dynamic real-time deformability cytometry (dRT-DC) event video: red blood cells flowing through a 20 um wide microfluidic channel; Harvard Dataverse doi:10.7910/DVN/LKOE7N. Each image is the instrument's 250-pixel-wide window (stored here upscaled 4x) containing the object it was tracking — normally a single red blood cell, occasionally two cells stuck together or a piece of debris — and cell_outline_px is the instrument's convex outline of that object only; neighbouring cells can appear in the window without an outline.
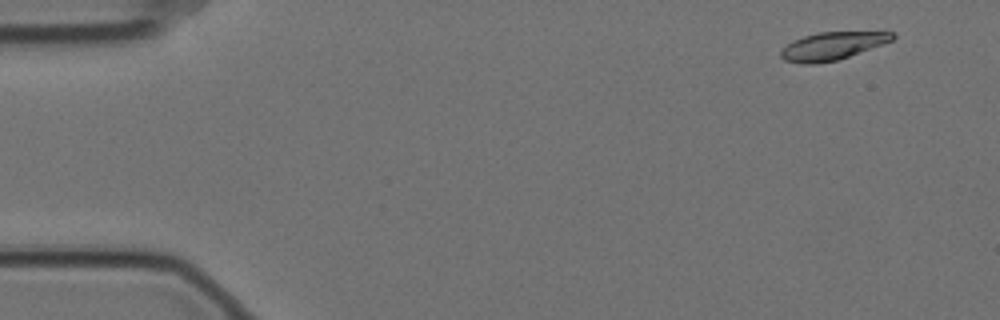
{"species": "Egyptian fruit bat (a non-hibernating species)", "species_latin": "Rousettus aegyptiacus", "temperature_condition": "cold", "stored_images_in_passage": 58, "camera_frame_rate_fps": 3000, "um_per_image_px": 0.085, "animal": {"sex": "female"}, "frame": {"image": 1, "passage_image": 4, "time_ms": 1.0, "image_size_px": [1000, 320], "cell_outline_px": [[896, 36], [892, 40], [848, 56], [836, 60], [816, 64], [800, 64], [784, 60], [780, 56], [780, 52], [792, 40], [804, 36], [820, 32], [896, 32]], "centroid_in_image_um": [70.7, 3.91], "position_along_channel_um": 14.3, "area_um2": 17.8}}
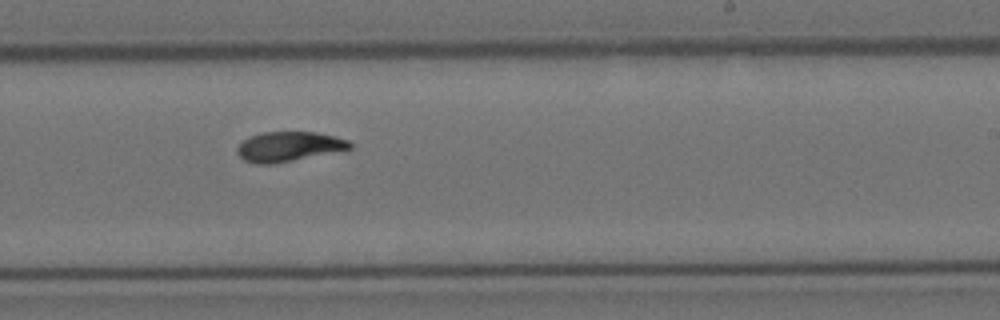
{"frame": {"image": 2, "passage_image": 35, "time_ms": 11.333, "image_size_px": [1000, 320], "cell_outline_px": [[352, 148], [272, 164], [256, 164], [244, 160], [236, 152], [236, 148], [248, 136], [264, 132], [316, 132], [336, 136], [348, 140], [352, 144]], "centroid_in_image_um": [24.52, 12.45], "position_along_channel_um": 264.5, "area_um2": 19.36}}
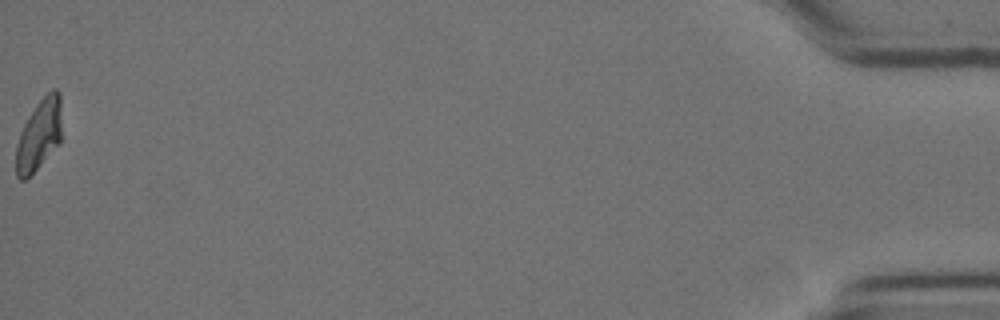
{"frame": {"image": 3, "passage_image": 58, "time_ms": 19.0, "image_size_px": [1000, 320], "cell_outline_px": [[60, 144], [28, 180], [20, 180], [16, 176], [16, 144], [20, 132], [28, 116], [36, 104], [52, 88], [56, 88], [60, 92]], "centroid_in_image_um": [3.3, 11.51], "position_along_channel_um": 431.9, "area_um2": 19.25}, "authors_computed_cell_mechanics": {"area_um2": 19.4786, "velocity_mm_per_s": 3.496, "shape_relaxation_time_tau1_ms": 4.366, "shape_relaxation_time_tau2_ms": 2.4923, "deformation_change_tau1": 0.1582, "deformation_change_tau2": 0.0646}}